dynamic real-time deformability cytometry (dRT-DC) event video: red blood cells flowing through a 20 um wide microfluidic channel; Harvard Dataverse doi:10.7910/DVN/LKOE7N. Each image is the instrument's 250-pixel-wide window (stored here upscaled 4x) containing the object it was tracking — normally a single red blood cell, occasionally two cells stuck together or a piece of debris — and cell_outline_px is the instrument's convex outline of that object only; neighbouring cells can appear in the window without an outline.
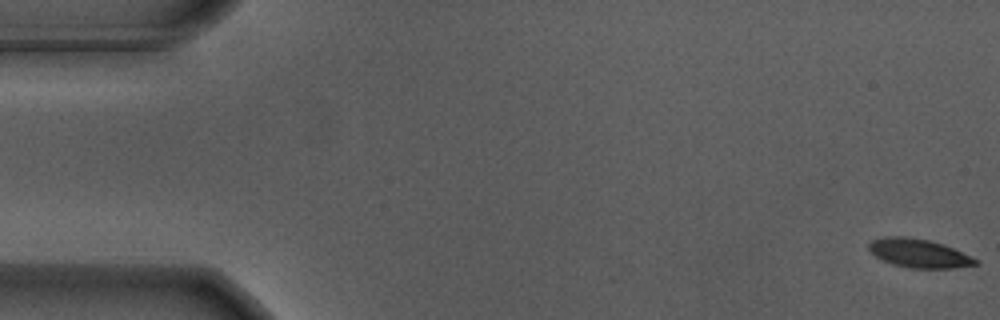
{"species": "Egyptian fruit bat (a non-hibernating species)", "species_latin": "Rousettus aegyptiacus", "temperature_condition": "warm", "stored_images_in_passage": 28, "camera_frame_rate_fps": 3000, "um_per_image_px": 0.085, "animal": {"sex": "male"}, "frame": {"image": 1, "passage_image": 1, "time_ms": 0.0, "image_size_px": [1000, 320], "cell_outline_px": [[980, 264], [952, 268], [912, 268], [892, 264], [880, 260], [868, 248], [868, 244], [872, 240], [884, 236], [904, 236], [928, 240], [944, 244], [980, 260]], "centroid_in_image_um": [78.11, 21.52], "position_along_channel_um": 6.9, "area_um2": 17.92}}
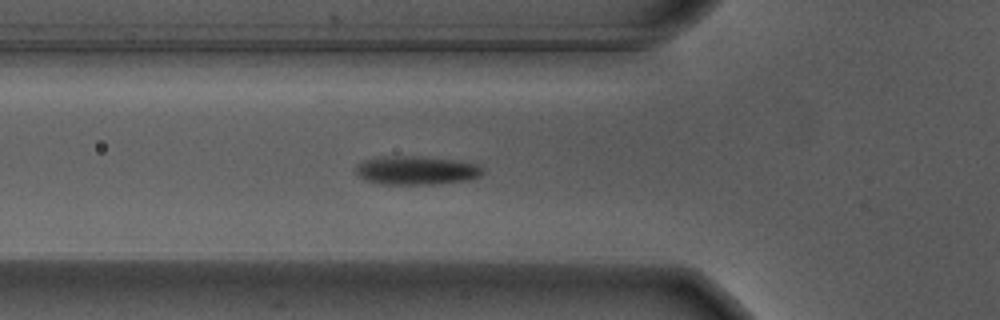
{"frame": {"image": 2, "passage_image": 20, "time_ms": 6.333, "image_size_px": [1000, 320], "cell_outline_px": [[484, 172], [480, 176], [468, 180], [432, 184], [380, 184], [364, 180], [356, 172], [356, 164], [364, 160], [380, 156], [420, 156], [452, 160], [480, 164], [484, 168]], "centroid_in_image_um": [35.39, 14.47], "position_along_channel_um": 90.4, "area_um2": 21.33}}
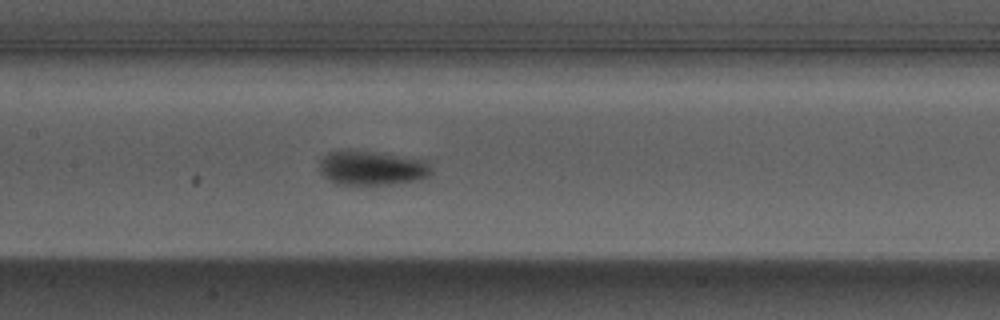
{"frame": {"image": 3, "passage_image": 27, "time_ms": 8.667, "image_size_px": [1000, 320], "cell_outline_px": [[432, 172], [428, 176], [420, 180], [392, 184], [336, 184], [328, 180], [320, 172], [320, 156], [328, 152], [340, 148], [348, 148], [428, 160], [432, 168]], "centroid_in_image_um": [31.58, 14.25], "position_along_channel_um": 175.8, "area_um2": 23.06}}